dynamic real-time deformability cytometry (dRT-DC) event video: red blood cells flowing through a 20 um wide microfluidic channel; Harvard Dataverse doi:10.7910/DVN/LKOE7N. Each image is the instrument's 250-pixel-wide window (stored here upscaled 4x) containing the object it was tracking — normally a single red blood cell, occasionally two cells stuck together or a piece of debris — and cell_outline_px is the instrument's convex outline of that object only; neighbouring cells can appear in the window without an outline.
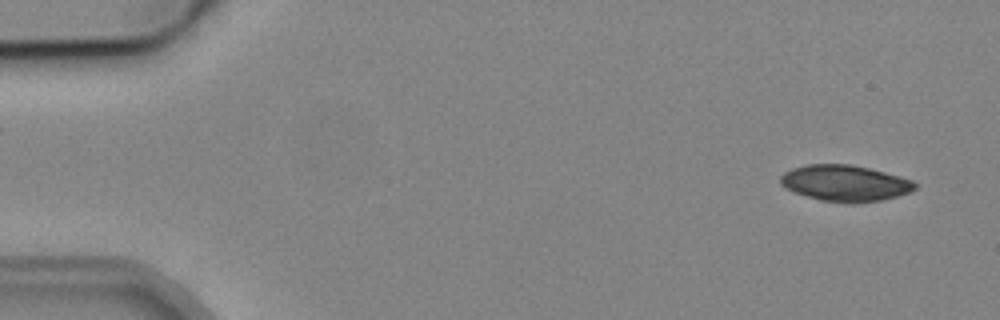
{"species": "common noctule bat (a hibernating species)", "species_latin": "Nyctalus noctula", "temperature_condition": "cold", "stored_images_in_passage": 6, "camera_frame_rate_fps": 3000, "um_per_image_px": 0.085, "animal": {"sex": "male", "body_mass_g": 19.2, "forearm_length_mm": 51.8}, "frame": {"image": 1, "passage_image": 1, "time_ms": 0.0, "image_size_px": [1000, 320], "cell_outline_px": [[916, 188], [912, 192], [880, 200], [856, 204], [852, 204], [820, 200], [784, 188], [780, 184], [780, 176], [784, 172], [792, 168], [808, 164], [852, 164], [900, 176], [912, 180], [916, 184]], "centroid_in_image_um": [71.82, 15.57], "position_along_channel_um": 13.2, "area_um2": 28.44}}